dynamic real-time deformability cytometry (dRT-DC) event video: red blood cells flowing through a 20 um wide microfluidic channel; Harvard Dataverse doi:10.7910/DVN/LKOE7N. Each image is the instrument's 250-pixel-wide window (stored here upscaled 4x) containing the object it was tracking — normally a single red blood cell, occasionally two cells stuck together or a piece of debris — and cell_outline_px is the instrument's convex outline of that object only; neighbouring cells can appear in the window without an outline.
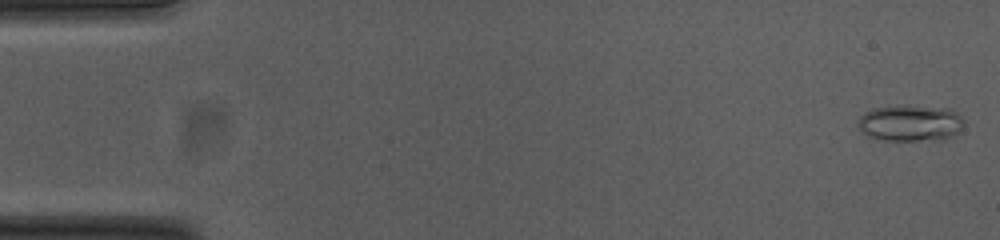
{"species": "common noctule bat (a hibernating species)", "species_latin": "Nyctalus noctula", "temperature_condition": "cold", "stored_images_in_passage": 54, "camera_frame_rate_fps": 3000, "um_per_image_px": 0.085, "animal": {"sex": "female", "body_mass_g": 23.0, "forearm_length_mm": 53.4}, "frame": {"image": 1, "passage_image": 1, "time_ms": 0.0, "image_size_px": [1000, 240], "cell_outline_px": [[964, 124], [956, 132], [944, 140], [884, 140], [868, 136], [860, 132], [860, 116], [864, 112], [872, 108], [896, 104], [904, 104], [952, 108], [964, 120]], "centroid_in_image_um": [77.38, 10.42], "position_along_channel_um": 7.6, "area_um2": 22.89}}
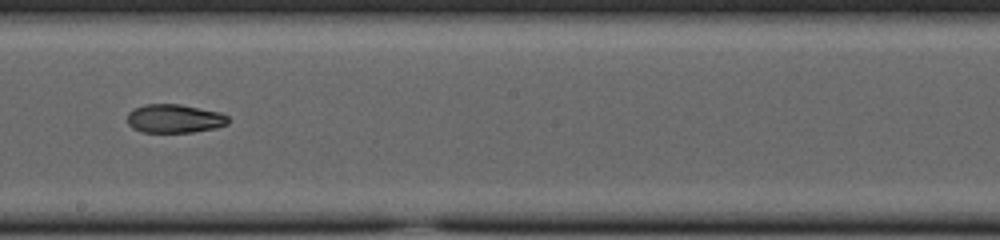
{"frame": {"image": 2, "passage_image": 30, "time_ms": 9.667, "image_size_px": [1000, 240], "cell_outline_px": [[228, 124], [216, 128], [192, 132], [144, 132], [132, 128], [128, 124], [128, 112], [132, 108], [144, 104], [180, 104], [220, 112], [228, 116]], "centroid_in_image_um": [14.82, 10.07], "position_along_channel_um": 233.4, "area_um2": 16.94}}
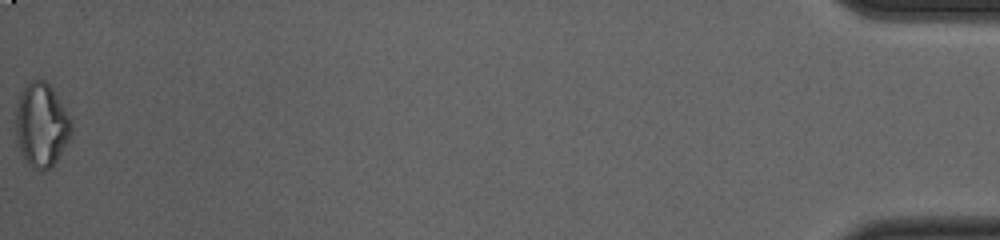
{"frame": {"image": 3, "passage_image": 54, "time_ms": 17.667, "image_size_px": [1000, 240], "cell_outline_px": [[72, 132], [56, 160], [48, 168], [32, 168], [24, 160], [20, 152], [16, 140], [16, 100], [20, 92], [32, 80], [44, 80], [52, 88], [72, 120]], "centroid_in_image_um": [3.49, 10.6], "position_along_channel_um": 431.7, "area_um2": 26.93}, "authors_computed_cell_mechanics": {"area_um2": 18.6116, "velocity_mm_per_s": 3.7661, "shape_relaxation_time_tau1_ms": null, "shape_relaxation_time_tau2_ms": 3.6625, "deformation_change_tau1": null, "deformation_change_tau2": 0.0925}}